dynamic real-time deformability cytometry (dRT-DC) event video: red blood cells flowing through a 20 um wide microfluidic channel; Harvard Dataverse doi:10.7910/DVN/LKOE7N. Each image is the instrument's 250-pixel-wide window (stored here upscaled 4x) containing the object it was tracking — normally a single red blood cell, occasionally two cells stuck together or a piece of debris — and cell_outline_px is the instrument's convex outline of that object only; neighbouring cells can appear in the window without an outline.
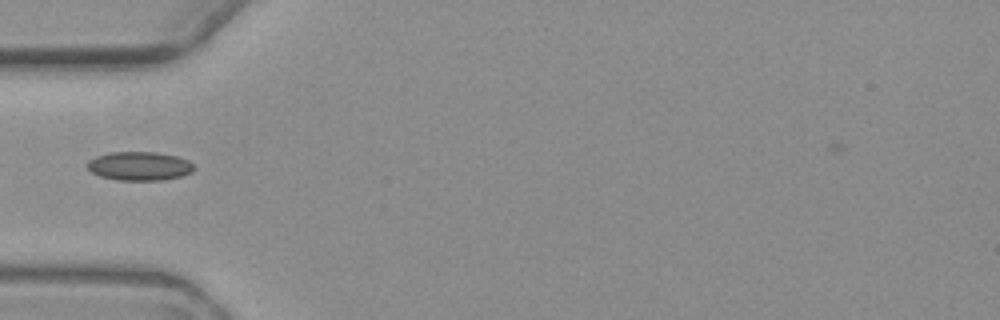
{"species": "common noctule bat (a hibernating species)", "species_latin": "Nyctalus noctula", "temperature_condition": "warm", "stored_images_in_passage": 9, "camera_frame_rate_fps": 3000, "um_per_image_px": 0.085, "animal": {"sex": "female", "body_mass_g": 19.3, "forearm_length_mm": 54.1}, "frame": {"image": 1, "passage_image": 4, "time_ms": 3.667, "image_size_px": [1000, 320], "cell_outline_px": [[196, 168], [192, 172], [180, 176], [164, 180], [120, 180], [100, 176], [92, 172], [84, 164], [88, 160], [96, 156], [108, 152], [156, 152], [176, 156], [188, 160]], "centroid_in_image_um": [11.83, 14.11], "position_along_channel_um": 73.2, "area_um2": 17.98}}
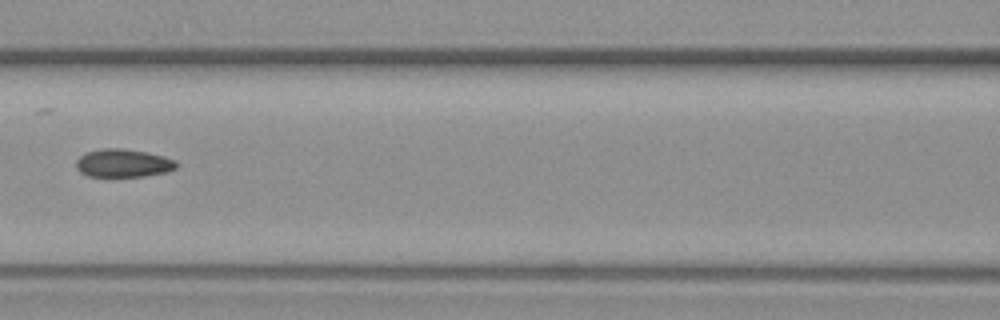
{"frame": {"image": 2, "passage_image": 6, "time_ms": 6.0, "image_size_px": [1000, 320], "cell_outline_px": [[180, 164], [176, 168], [164, 172], [144, 176], [88, 176], [80, 172], [76, 168], [76, 160], [84, 152], [100, 148], [124, 148], [164, 156], [176, 160]], "centroid_in_image_um": [10.45, 13.85], "position_along_channel_um": 156.1, "area_um2": 16.53}}
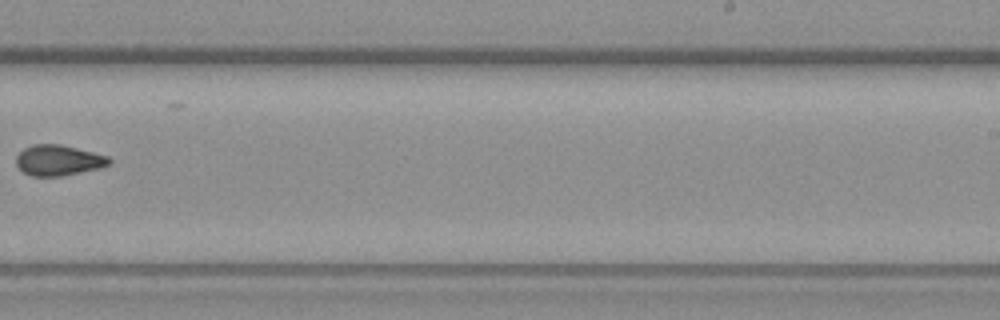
{"frame": {"image": 3, "passage_image": 9, "time_ms": 9.667, "image_size_px": [1000, 320], "cell_outline_px": [[112, 164], [100, 168], [60, 176], [32, 176], [24, 172], [16, 164], [16, 156], [24, 148], [32, 144], [60, 144], [108, 156], [112, 160]], "centroid_in_image_um": [4.98, 13.62], "position_along_channel_um": 284.0, "area_um2": 16.53}}